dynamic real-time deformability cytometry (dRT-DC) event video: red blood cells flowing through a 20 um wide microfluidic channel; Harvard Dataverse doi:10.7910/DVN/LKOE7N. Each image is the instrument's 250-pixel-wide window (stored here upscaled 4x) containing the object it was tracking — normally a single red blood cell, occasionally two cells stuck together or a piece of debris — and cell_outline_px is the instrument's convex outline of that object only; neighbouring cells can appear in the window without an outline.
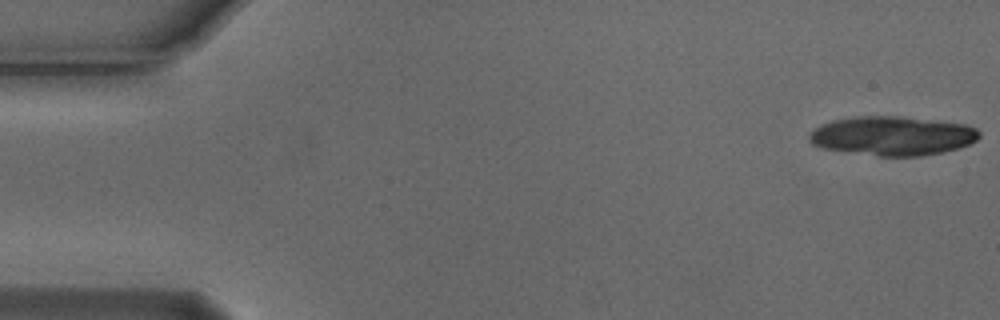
{"species": "Egyptian fruit bat (a non-hibernating species)", "species_latin": "Rousettus aegyptiacus", "temperature_condition": "cold", "stored_images_in_passage": 18, "camera_frame_rate_fps": 3000, "um_per_image_px": 0.085, "animal": {"sex": "male"}, "frame": {"image": 1, "passage_image": 1, "time_ms": 0.0, "image_size_px": [1000, 320], "cell_outline_px": [[980, 136], [976, 140], [960, 148], [944, 152], [920, 156], [880, 156], [824, 148], [812, 144], [808, 140], [808, 136], [820, 124], [832, 120], [856, 116], [896, 116], [964, 124], [976, 128], [980, 132]], "centroid_in_image_um": [75.86, 11.55], "position_along_channel_um": 9.1, "area_um2": 38.55}}